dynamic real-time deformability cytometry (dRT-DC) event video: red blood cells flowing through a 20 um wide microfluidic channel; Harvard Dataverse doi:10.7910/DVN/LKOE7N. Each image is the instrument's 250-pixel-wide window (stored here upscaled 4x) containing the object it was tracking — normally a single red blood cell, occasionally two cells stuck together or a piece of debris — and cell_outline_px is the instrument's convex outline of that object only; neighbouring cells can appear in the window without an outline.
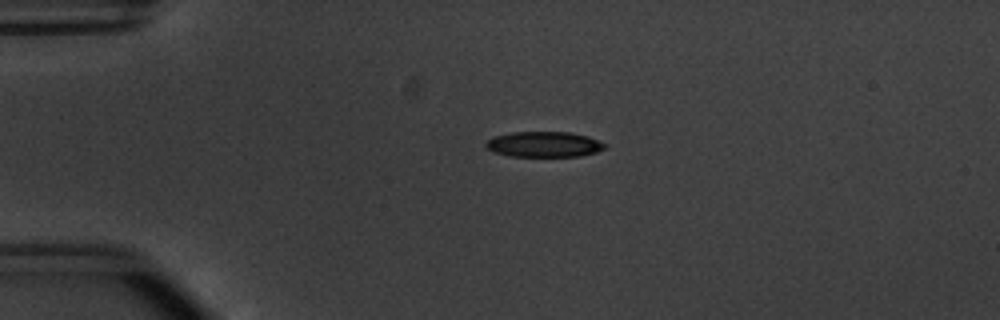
{"species": "common noctule bat (a hibernating species)", "species_latin": "Nyctalus noctula", "temperature_condition": "warm", "stored_images_in_passage": 53, "camera_frame_rate_fps": 3000, "um_per_image_px": 0.085, "animal": {"sex": "male", "body_mass_g": 20.1, "forearm_length_mm": 53.5}, "frame": {"image": 1, "passage_image": 12, "time_ms": 3.667, "image_size_px": [1000, 320], "cell_outline_px": [[608, 144], [604, 148], [596, 152], [580, 156], [508, 156], [492, 152], [484, 144], [492, 136], [508, 132], [568, 132], [588, 136]], "centroid_in_image_um": [46.21, 12.26], "position_along_channel_um": 38.8, "area_um2": 17.8}}
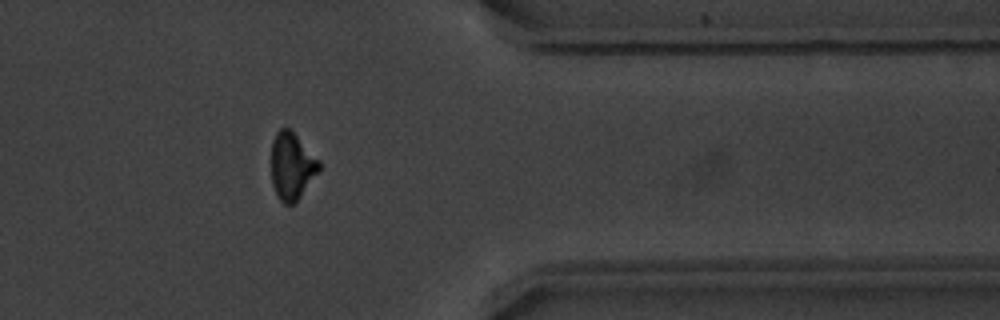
{"frame": {"image": 2, "passage_image": 43, "time_ms": 14.0, "image_size_px": [1000, 320], "cell_outline_px": [[320, 168], [300, 196], [292, 204], [284, 204], [280, 200], [272, 184], [272, 140], [276, 132], [280, 128], [288, 128], [320, 160]], "centroid_in_image_um": [24.79, 14.1], "position_along_channel_um": 386.6, "area_um2": 18.21}}
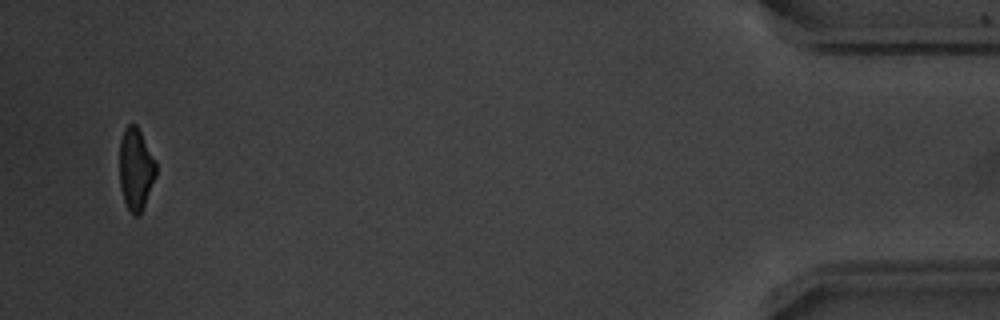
{"frame": {"image": 3, "passage_image": 51, "time_ms": 16.667, "image_size_px": [1000, 320], "cell_outline_px": [[156, 176], [144, 208], [136, 216], [132, 216], [124, 200], [120, 188], [120, 140], [124, 128], [128, 124], [136, 124], [156, 160]], "centroid_in_image_um": [11.55, 14.38], "position_along_channel_um": 423.6, "area_um2": 17.57}, "authors_computed_cell_mechanics": {"area_um2": 18.496, "velocity_mm_per_s": 3.8273, "shape_relaxation_time_tau1_ms": 3.3012, "shape_relaxation_time_tau2_ms": 2.4888, "deformation_change_tau1": 0.1441, "deformation_change_tau2": 0.0951}}